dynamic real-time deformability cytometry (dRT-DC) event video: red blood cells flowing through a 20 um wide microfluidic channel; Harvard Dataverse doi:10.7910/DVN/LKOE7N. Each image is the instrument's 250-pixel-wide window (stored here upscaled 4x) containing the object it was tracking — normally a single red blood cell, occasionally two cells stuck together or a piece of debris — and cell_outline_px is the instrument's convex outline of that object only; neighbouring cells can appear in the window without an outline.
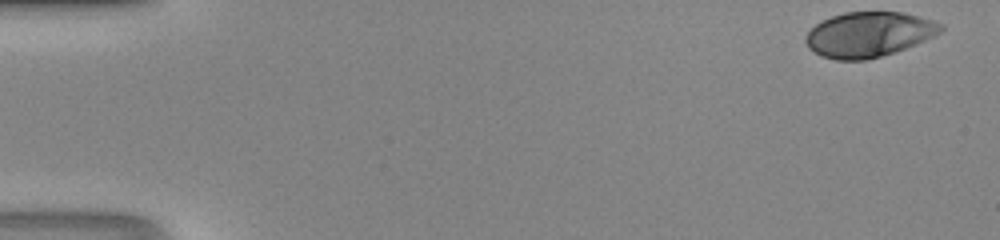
{"species": "human", "species_latin": "Homo sapiens", "temperature_condition": "room temperature", "stored_images_in_passage": 41, "camera_frame_rate_fps": 3000, "um_per_image_px": 0.085, "donor": {"sex": "male"}, "frame": {"image": 1, "passage_image": 1, "time_ms": 0.0, "image_size_px": [1000, 240], "cell_outline_px": [[944, 28], [940, 32], [924, 40], [896, 52], [864, 60], [836, 60], [820, 56], [808, 48], [804, 40], [804, 36], [816, 24], [832, 16], [844, 12], [900, 12], [932, 20], [944, 24]], "centroid_in_image_um": [73.81, 2.93], "position_along_channel_um": 11.2, "area_um2": 35.32}}
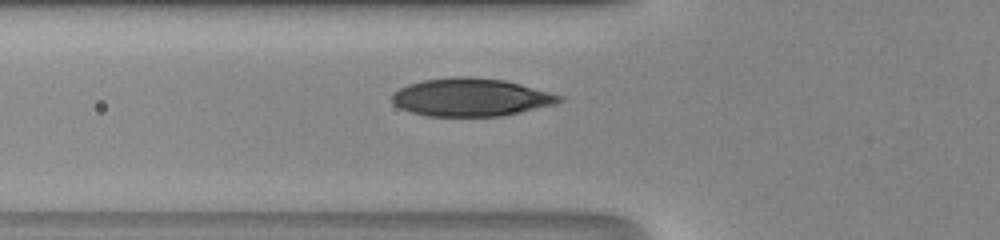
{"frame": {"image": 2, "passage_image": 17, "time_ms": 5.333, "image_size_px": [1000, 240], "cell_outline_px": [[564, 100], [556, 104], [520, 112], [500, 116], [428, 116], [412, 112], [400, 108], [392, 100], [392, 92], [408, 84], [424, 80], [452, 76], [468, 76], [504, 80], [520, 84], [564, 96]], "centroid_in_image_um": [40.04, 8.26], "position_along_channel_um": 85.8, "area_um2": 36.93}}
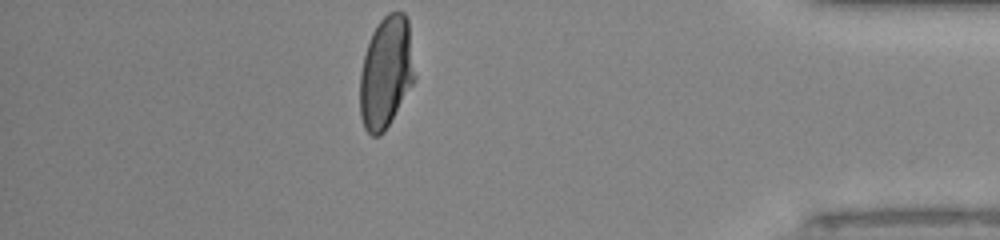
{"frame": {"image": 3, "passage_image": 41, "time_ms": 13.333, "image_size_px": [1000, 240], "cell_outline_px": [[416, 76], [412, 84], [384, 132], [380, 136], [372, 136], [364, 128], [360, 116], [360, 72], [368, 40], [376, 24], [388, 12], [404, 12], [408, 20]], "centroid_in_image_um": [32.8, 6.13], "position_along_channel_um": 402.4, "area_um2": 35.78}}